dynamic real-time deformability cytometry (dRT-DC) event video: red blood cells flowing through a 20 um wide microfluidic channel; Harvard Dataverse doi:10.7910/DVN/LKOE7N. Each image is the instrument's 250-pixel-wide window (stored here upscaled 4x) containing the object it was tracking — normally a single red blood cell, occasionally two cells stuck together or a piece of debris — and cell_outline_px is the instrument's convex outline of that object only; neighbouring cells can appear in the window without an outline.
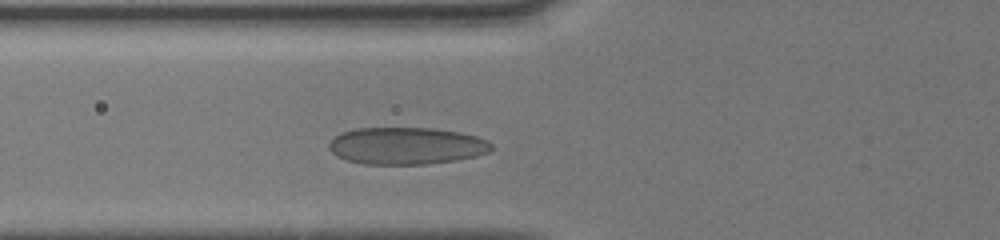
{"species": "human", "species_latin": "Homo sapiens", "temperature_condition": "cold", "stored_images_in_passage": 36, "camera_frame_rate_fps": 3000, "um_per_image_px": 0.085, "donor": {"sex": "male"}, "frame": {"image": 1, "passage_image": 9, "time_ms": 2.667, "image_size_px": [1000, 240], "cell_outline_px": [[492, 148], [488, 152], [476, 156], [456, 160], [428, 164], [364, 164], [344, 160], [336, 156], [328, 148], [328, 144], [340, 132], [356, 128], [432, 128], [460, 132], [476, 136], [488, 140], [492, 144]], "centroid_in_image_um": [34.53, 12.4], "position_along_channel_um": 91.3, "area_um2": 35.32}}
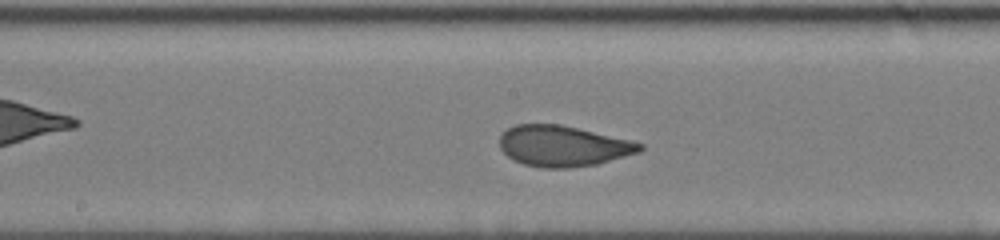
{"frame": {"image": 2, "passage_image": 17, "time_ms": 5.333, "image_size_px": [1000, 240], "cell_outline_px": [[644, 148], [640, 152], [596, 164], [568, 168], [544, 168], [524, 164], [512, 160], [500, 148], [500, 136], [508, 128], [516, 124], [560, 124], [632, 140], [644, 144]], "centroid_in_image_um": [47.87, 12.41], "position_along_channel_um": 200.3, "area_um2": 33.35}}
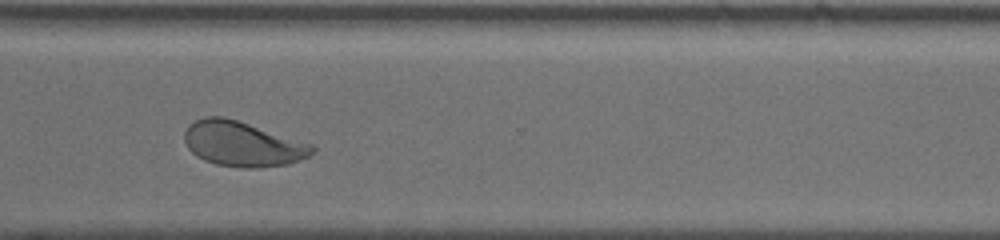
{"frame": {"image": 3, "passage_image": 28, "time_ms": 9.0, "image_size_px": [1000, 240], "cell_outline_px": [[316, 152], [308, 156], [288, 164], [256, 168], [244, 168], [216, 164], [204, 160], [196, 156], [188, 148], [184, 140], [184, 132], [188, 124], [204, 116], [224, 116], [312, 144], [316, 148]], "centroid_in_image_um": [20.59, 12.23], "position_along_channel_um": 350.0, "area_um2": 33.47}, "authors_computed_cell_mechanics": {"area_um2": 33.4951, "velocity_mm_per_s": 4.0804, "shape_relaxation_time_tau1_ms": 4.055, "shape_relaxation_time_tau2_ms": null, "deformation_change_tau1": 0.1452, "deformation_change_tau2": null}}